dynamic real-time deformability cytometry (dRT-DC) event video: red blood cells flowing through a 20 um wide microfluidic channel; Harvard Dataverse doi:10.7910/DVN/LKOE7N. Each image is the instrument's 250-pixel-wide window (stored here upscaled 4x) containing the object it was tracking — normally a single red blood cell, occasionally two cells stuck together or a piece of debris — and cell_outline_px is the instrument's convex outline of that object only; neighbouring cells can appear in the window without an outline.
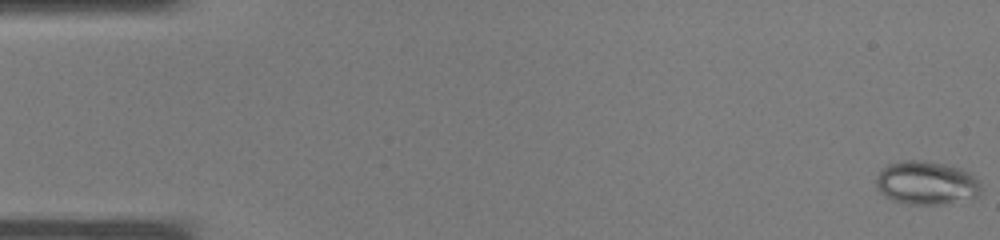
{"species": "common noctule bat (a hibernating species)", "species_latin": "Nyctalus noctula", "temperature_condition": "warm", "stored_images_in_passage": 38, "camera_frame_rate_fps": 3000, "um_per_image_px": 0.085, "animal": {"sex": "male", "body_mass_g": 19.0, "forearm_length_mm": 50.8}, "frame": {"image": 1, "passage_image": 1, "time_ms": 0.0, "image_size_px": [1000, 240], "cell_outline_px": [[980, 192], [976, 196], [944, 204], [908, 204], [896, 200], [880, 192], [876, 188], [876, 176], [880, 168], [888, 164], [904, 160], [924, 160], [944, 164], [960, 168], [968, 172], [980, 180]], "centroid_in_image_um": [78.72, 15.52], "position_along_channel_um": 6.3, "area_um2": 26.47}}
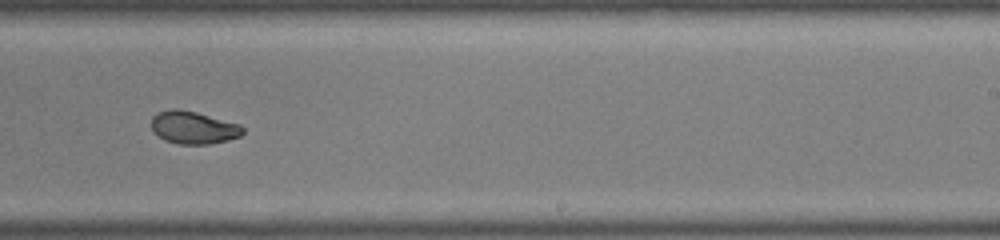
{"frame": {"image": 2, "passage_image": 24, "time_ms": 7.667, "image_size_px": [1000, 240], "cell_outline_px": [[244, 132], [240, 136], [228, 140], [208, 144], [176, 144], [164, 140], [152, 132], [152, 116], [160, 112], [172, 108], [180, 108], [196, 112], [240, 124], [244, 128]], "centroid_in_image_um": [16.43, 10.84], "position_along_channel_um": 272.6, "area_um2": 17.51}}
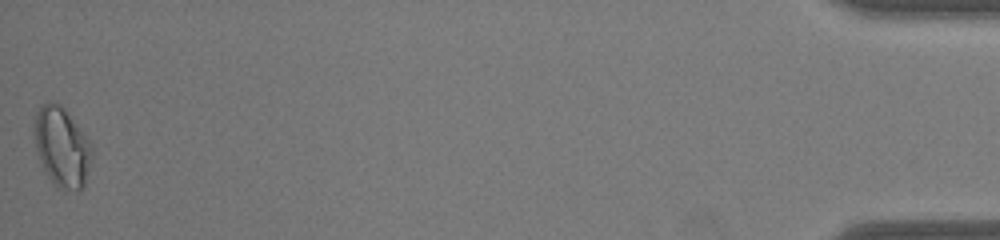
{"frame": {"image": 3, "passage_image": 38, "time_ms": 12.333, "image_size_px": [1000, 240], "cell_outline_px": [[92, 156], [84, 184], [76, 192], [64, 192], [56, 188], [52, 184], [40, 160], [36, 148], [32, 132], [36, 112], [40, 104], [48, 100], [56, 100], [64, 108], [84, 132], [92, 148]], "centroid_in_image_um": [5.23, 12.48], "position_along_channel_um": 430.0, "area_um2": 27.34}}